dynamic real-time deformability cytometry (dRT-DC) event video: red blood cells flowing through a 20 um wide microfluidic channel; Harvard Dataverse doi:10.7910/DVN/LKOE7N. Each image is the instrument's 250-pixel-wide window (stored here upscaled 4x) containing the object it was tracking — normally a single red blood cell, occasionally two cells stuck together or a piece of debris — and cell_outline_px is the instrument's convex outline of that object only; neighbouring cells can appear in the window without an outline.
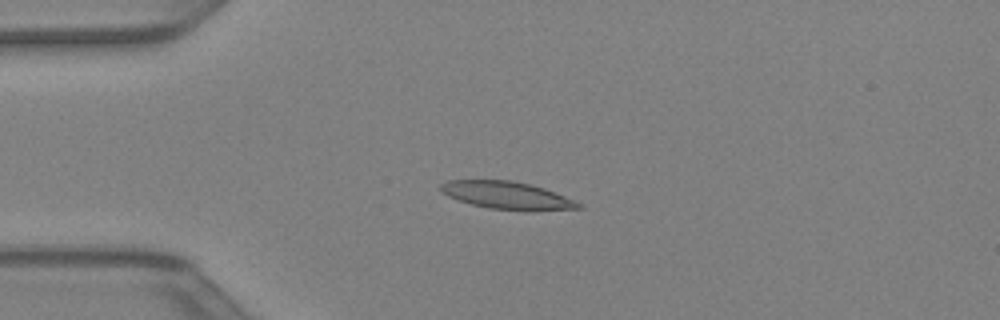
{"species": "Egyptian fruit bat (a non-hibernating species)", "species_latin": "Rousettus aegyptiacus", "temperature_condition": "warm", "stored_images_in_passage": 38, "camera_frame_rate_fps": 3000, "um_per_image_px": 0.085, "animal": {"sex": "female"}, "frame": {"image": 1, "passage_image": 6, "time_ms": 1.667, "image_size_px": [1000, 320], "cell_outline_px": [[584, 208], [528, 212], [488, 208], [472, 204], [448, 196], [440, 192], [440, 184], [448, 180], [512, 180], [532, 184], [544, 188], [584, 204]], "centroid_in_image_um": [43.15, 16.62], "position_along_channel_um": 41.8, "area_um2": 22.54}}
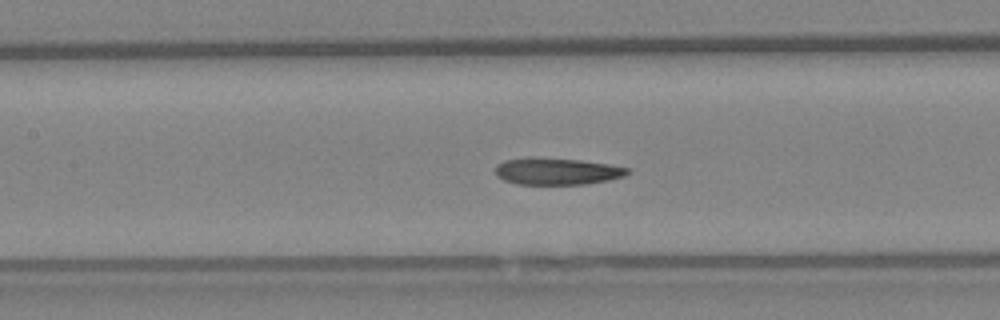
{"frame": {"image": 2, "passage_image": 15, "time_ms": 4.667, "image_size_px": [1000, 320], "cell_outline_px": [[632, 172], [624, 176], [608, 180], [588, 184], [516, 184], [504, 180], [496, 176], [496, 164], [504, 160], [528, 156], [532, 156], [580, 160], [608, 164], [628, 168]], "centroid_in_image_um": [47.31, 14.55], "position_along_channel_um": 160.1, "area_um2": 20.98}}
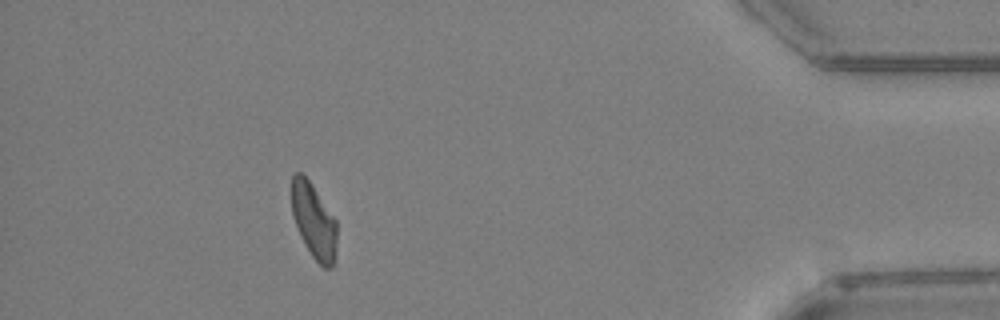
{"frame": {"image": 3, "passage_image": 34, "time_ms": 11.0, "image_size_px": [1000, 320], "cell_outline_px": [[336, 252], [332, 268], [324, 268], [312, 256], [300, 236], [292, 216], [292, 176], [296, 172], [300, 172], [308, 180], [336, 220]], "centroid_in_image_um": [26.67, 18.81], "position_along_channel_um": 408.5, "area_um2": 19.48}}